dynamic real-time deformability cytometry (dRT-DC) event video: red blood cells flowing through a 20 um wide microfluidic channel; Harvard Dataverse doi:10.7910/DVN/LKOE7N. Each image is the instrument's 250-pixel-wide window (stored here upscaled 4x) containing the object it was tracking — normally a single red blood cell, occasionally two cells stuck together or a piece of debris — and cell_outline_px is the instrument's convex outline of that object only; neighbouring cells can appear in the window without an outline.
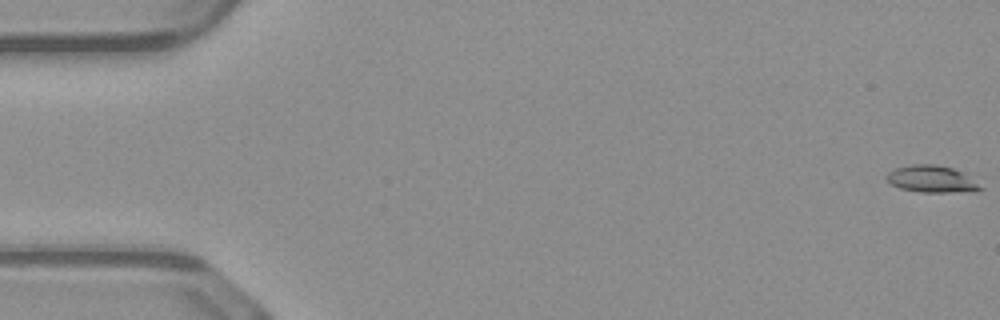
{"species": "common noctule bat (a hibernating species)", "species_latin": "Nyctalus noctula", "temperature_condition": "warm", "stored_images_in_passage": 51, "camera_frame_rate_fps": 3000, "um_per_image_px": 0.085, "animal": {"sex": "male", "body_mass_g": 23.1, "forearm_length_mm": 52.7}, "frame": {"image": 1, "passage_image": 1, "time_ms": 0.0, "image_size_px": [1000, 320], "cell_outline_px": [[984, 188], [972, 192], [920, 192], [900, 188], [892, 184], [884, 176], [888, 172], [896, 168], [912, 164], [936, 164], [952, 168], [960, 172]], "centroid_in_image_um": [79.16, 15.22], "position_along_channel_um": 5.8, "area_um2": 14.51}}
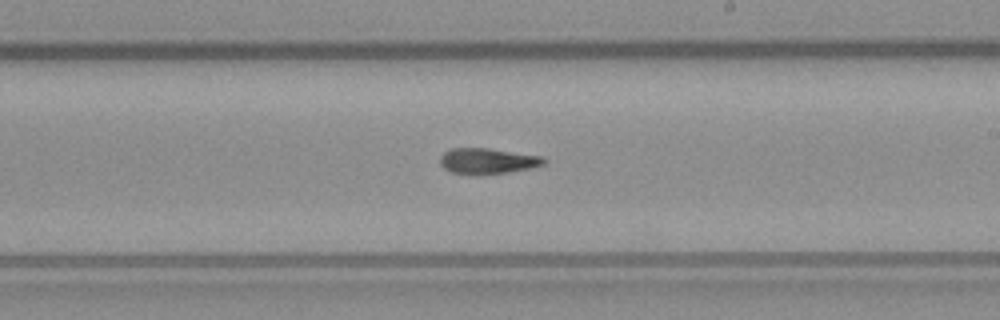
{"frame": {"image": 2, "passage_image": 30, "time_ms": 9.667, "image_size_px": [1000, 320], "cell_outline_px": [[548, 160], [544, 164], [532, 168], [508, 172], [480, 176], [452, 172], [444, 168], [440, 164], [440, 156], [444, 152], [452, 148], [488, 148], [544, 156]], "centroid_in_image_um": [41.47, 13.69], "position_along_channel_um": 247.5, "area_um2": 15.9}}
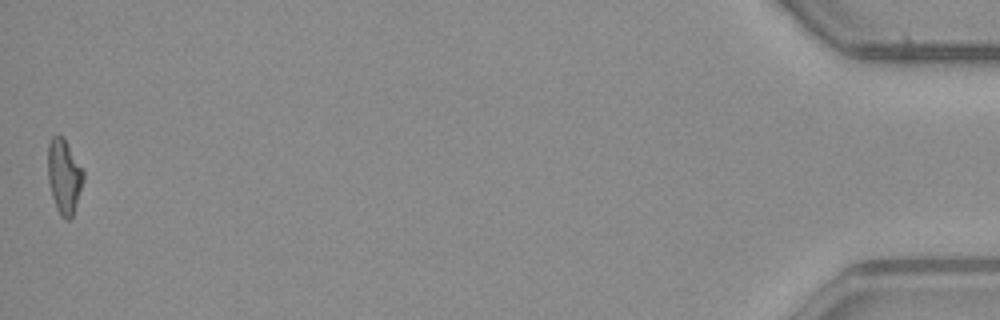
{"frame": {"image": 3, "passage_image": 51, "time_ms": 16.667, "image_size_px": [1000, 320], "cell_outline_px": [[84, 180], [72, 216], [68, 220], [64, 220], [60, 216], [56, 208], [52, 196], [48, 180], [48, 144], [52, 136], [64, 136], [84, 172]], "centroid_in_image_um": [5.44, 14.99], "position_along_channel_um": 429.8, "area_um2": 15.43}, "authors_computed_cell_mechanics": {"area_um2": 15.5482, "velocity_mm_per_s": 4.1125, "shape_relaxation_time_tau1_ms": null, "shape_relaxation_time_tau2_ms": 4.2648, "deformation_change_tau1": null, "deformation_change_tau2": 0.1326}}